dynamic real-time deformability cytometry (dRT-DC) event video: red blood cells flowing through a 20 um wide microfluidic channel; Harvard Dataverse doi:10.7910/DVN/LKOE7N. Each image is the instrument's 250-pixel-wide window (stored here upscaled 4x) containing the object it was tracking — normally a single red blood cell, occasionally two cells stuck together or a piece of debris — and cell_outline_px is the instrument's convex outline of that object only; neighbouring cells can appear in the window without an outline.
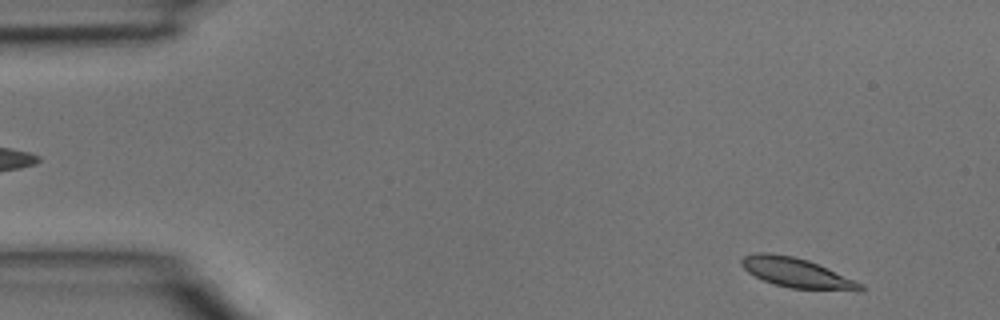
{"species": "common noctule bat (a hibernating species)", "species_latin": "Nyctalus noctula", "temperature_condition": "room temperature", "stored_images_in_passage": 5, "camera_frame_rate_fps": 3000, "um_per_image_px": 0.085, "animal": {"sex": "male", "body_mass_g": 15.6}, "frame": {"image": 1, "passage_image": 5, "time_ms": 1.333, "image_size_px": [1000, 320], "cell_outline_px": [[864, 288], [792, 288], [776, 284], [764, 280], [748, 272], [740, 264], [740, 260], [744, 256], [756, 252], [768, 252], [792, 256], [808, 260], [856, 280], [864, 284]], "centroid_in_image_um": [67.59, 23.12], "position_along_channel_um": 17.4, "area_um2": 19.59}}